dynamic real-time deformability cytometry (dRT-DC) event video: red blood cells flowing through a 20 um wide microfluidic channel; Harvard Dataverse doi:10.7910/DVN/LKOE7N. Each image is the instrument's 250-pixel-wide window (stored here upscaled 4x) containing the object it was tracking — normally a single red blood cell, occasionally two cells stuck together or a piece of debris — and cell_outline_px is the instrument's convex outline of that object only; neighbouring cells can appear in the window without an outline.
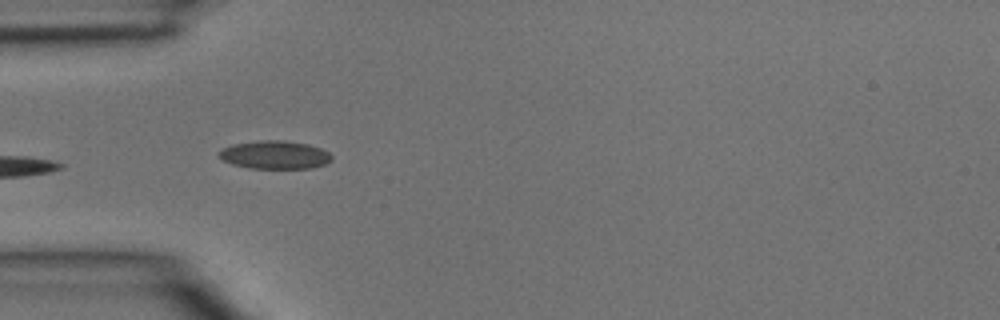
{"species": "common noctule bat (a hibernating species)", "species_latin": "Nyctalus noctula", "temperature_condition": "room temperature", "stored_images_in_passage": 5, "camera_frame_rate_fps": 3000, "um_per_image_px": 0.085, "animal": {"sex": "male", "body_mass_g": 15.6}, "frame": {"image": 1, "passage_image": 4, "time_ms": 1.0, "image_size_px": [1000, 320], "cell_outline_px": [[332, 160], [324, 164], [312, 168], [248, 168], [232, 164], [216, 156], [216, 152], [232, 144], [260, 140], [284, 140], [308, 144], [320, 148], [328, 152], [332, 156]], "centroid_in_image_um": [23.33, 13.16], "position_along_channel_um": 61.7, "area_um2": 18.61}}